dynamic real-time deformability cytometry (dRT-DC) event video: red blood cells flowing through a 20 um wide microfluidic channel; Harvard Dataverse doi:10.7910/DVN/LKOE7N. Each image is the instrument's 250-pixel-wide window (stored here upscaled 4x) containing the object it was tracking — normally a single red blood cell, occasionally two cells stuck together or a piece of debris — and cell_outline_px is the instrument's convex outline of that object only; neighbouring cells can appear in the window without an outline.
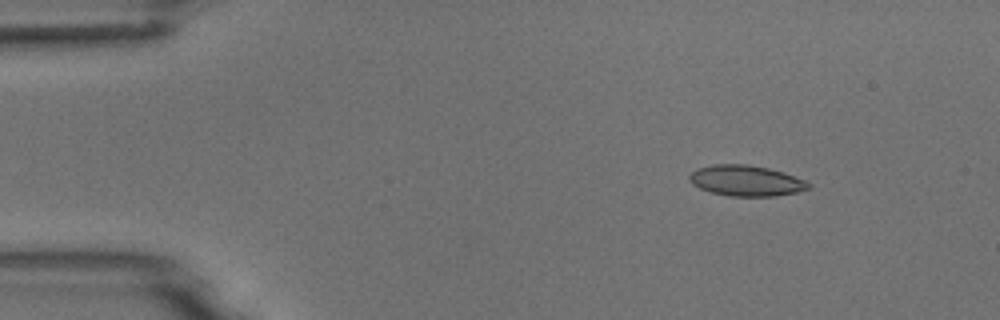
{"species": "common noctule bat (a hibernating species)", "species_latin": "Nyctalus noctula", "temperature_condition": "room temperature", "stored_images_in_passage": 3, "camera_frame_rate_fps": 3000, "um_per_image_px": 0.085, "animal": {"sex": "male", "body_mass_g": 18.8}, "frame": {"image": 1, "passage_image": 1, "time_ms": 0.0, "image_size_px": [1000, 320], "cell_outline_px": [[812, 188], [796, 192], [776, 196], [732, 196], [712, 192], [700, 188], [692, 184], [688, 180], [688, 176], [696, 168], [712, 164], [748, 164], [768, 168], [784, 172], [804, 180], [812, 184]], "centroid_in_image_um": [63.42, 15.35], "position_along_channel_um": 21.6, "area_um2": 21.44}}